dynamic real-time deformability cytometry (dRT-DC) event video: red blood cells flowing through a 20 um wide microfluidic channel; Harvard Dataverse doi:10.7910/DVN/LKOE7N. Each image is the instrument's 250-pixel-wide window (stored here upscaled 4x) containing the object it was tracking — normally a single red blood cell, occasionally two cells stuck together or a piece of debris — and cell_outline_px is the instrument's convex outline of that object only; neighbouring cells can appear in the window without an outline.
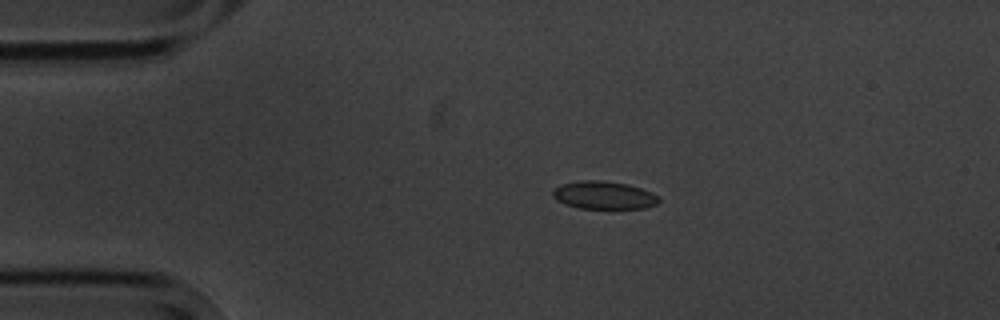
{"species": "common noctule bat (a hibernating species)", "species_latin": "Nyctalus noctula", "temperature_condition": "cold", "stored_images_in_passage": 4, "camera_frame_rate_fps": 3000, "um_per_image_px": 0.085, "animal": {"sex": "male", "body_mass_g": 20.1, "forearm_length_mm": 53.5}, "frame": {"image": 1, "passage_image": 3, "time_ms": 3.0, "image_size_px": [1000, 320], "cell_outline_px": [[660, 200], [656, 204], [644, 208], [580, 208], [564, 204], [556, 200], [552, 196], [552, 188], [560, 184], [580, 180], [604, 180], [628, 184], [652, 192], [660, 196]], "centroid_in_image_um": [51.3, 16.58], "position_along_channel_um": 33.7, "area_um2": 17.46}}